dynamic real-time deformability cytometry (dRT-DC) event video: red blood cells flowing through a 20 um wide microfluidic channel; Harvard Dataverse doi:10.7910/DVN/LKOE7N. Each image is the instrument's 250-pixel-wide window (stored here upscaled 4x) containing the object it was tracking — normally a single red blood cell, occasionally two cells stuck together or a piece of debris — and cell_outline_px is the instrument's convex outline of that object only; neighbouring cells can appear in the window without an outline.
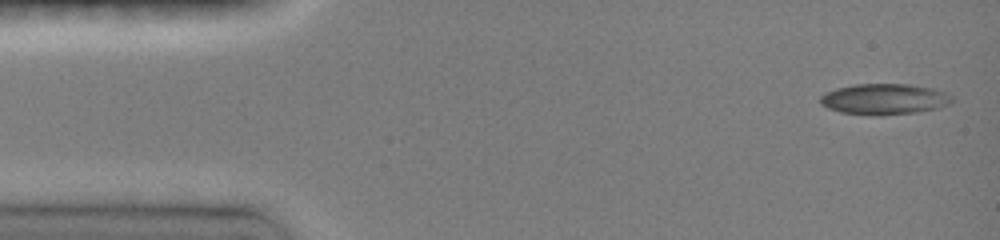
{"species": "common noctule bat (a hibernating species)", "species_latin": "Nyctalus noctula", "temperature_condition": "room temperature", "stored_images_in_passage": 8, "camera_frame_rate_fps": 3000, "um_per_image_px": 0.085, "animal": {"sex": "female", "body_mass_g": 19.0, "forearm_length_mm": 51.5}, "frame": {"image": 1, "passage_image": 1, "time_ms": 0.0, "image_size_px": [1000, 240], "cell_outline_px": [[956, 100], [952, 104], [940, 108], [920, 112], [880, 116], [840, 112], [828, 108], [820, 104], [820, 96], [824, 92], [836, 88], [856, 84], [908, 84], [932, 88], [944, 92], [952, 96]], "centroid_in_image_um": [75.21, 8.44], "position_along_channel_um": 9.8, "area_um2": 24.1}}
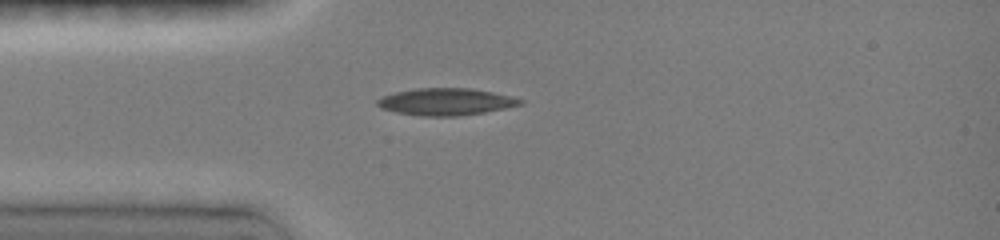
{"frame": {"image": 2, "passage_image": 7, "time_ms": 3.333, "image_size_px": [1000, 240], "cell_outline_px": [[524, 104], [484, 112], [456, 116], [424, 116], [396, 112], [380, 108], [376, 104], [376, 100], [384, 96], [396, 92], [416, 88], [472, 88], [512, 96], [524, 100]], "centroid_in_image_um": [37.91, 8.64], "position_along_channel_um": 47.1, "area_um2": 22.43}}